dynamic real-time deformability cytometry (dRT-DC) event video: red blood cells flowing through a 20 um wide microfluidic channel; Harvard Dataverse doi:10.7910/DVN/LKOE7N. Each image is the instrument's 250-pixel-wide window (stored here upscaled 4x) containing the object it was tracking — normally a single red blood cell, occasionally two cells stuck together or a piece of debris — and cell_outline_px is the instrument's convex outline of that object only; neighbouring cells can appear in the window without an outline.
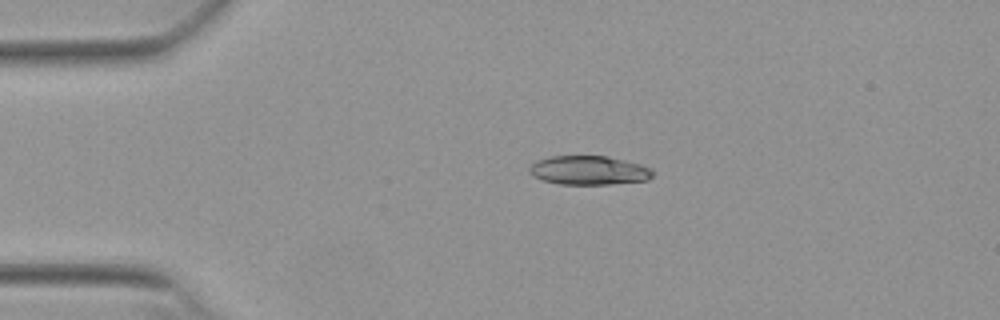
{"species": "Egyptian fruit bat (a non-hibernating species)", "species_latin": "Rousettus aegyptiacus", "temperature_condition": "warm", "stored_images_in_passage": 42, "camera_frame_rate_fps": 3000, "um_per_image_px": 0.085, "animal": {"sex": "female"}, "frame": {"image": 1, "passage_image": 1, "time_ms": 0.0, "image_size_px": [1000, 320], "cell_outline_px": [[656, 172], [648, 180], [608, 184], [560, 184], [540, 180], [532, 176], [528, 172], [528, 168], [536, 160], [552, 156], [608, 156], [640, 164], [652, 168]], "centroid_in_image_um": [50.04, 14.48], "position_along_channel_um": 35.0, "area_um2": 21.04}}
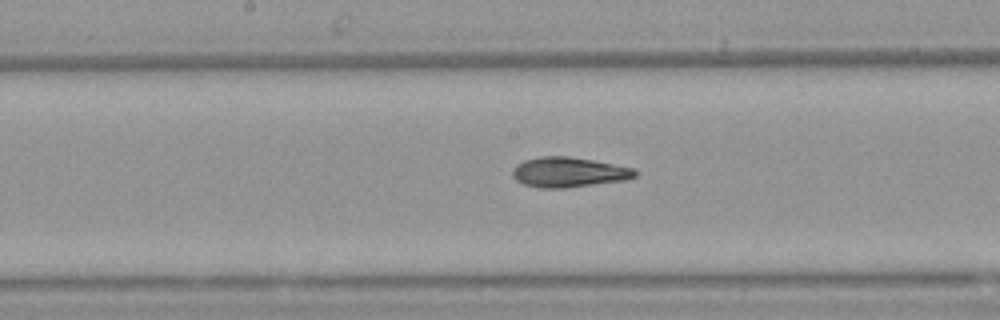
{"frame": {"image": 2, "passage_image": 17, "time_ms": 5.333, "image_size_px": [1000, 320], "cell_outline_px": [[636, 176], [624, 180], [564, 188], [540, 188], [524, 184], [516, 180], [512, 176], [512, 168], [516, 164], [524, 160], [540, 156], [568, 156], [592, 160], [632, 168], [636, 172]], "centroid_in_image_um": [48.27, 14.63], "position_along_channel_um": 199.9, "area_um2": 21.27}}
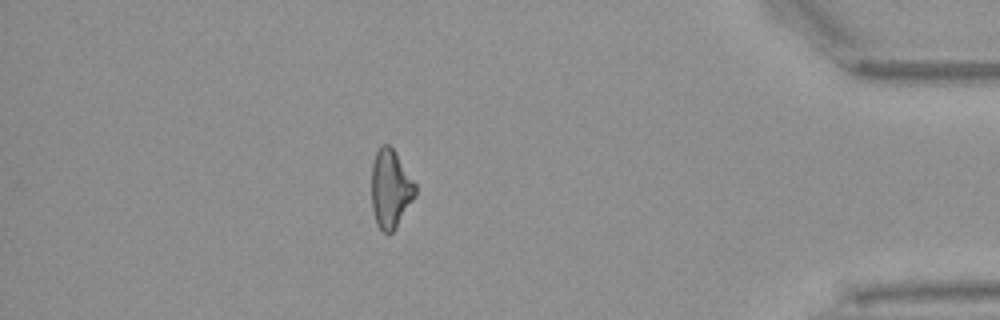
{"frame": {"image": 3, "passage_image": 36, "time_ms": 11.667, "image_size_px": [1000, 320], "cell_outline_px": [[416, 196], [396, 228], [392, 232], [384, 232], [376, 224], [372, 208], [372, 164], [376, 152], [380, 144], [388, 144], [396, 152], [416, 184]], "centroid_in_image_um": [33.2, 16.04], "position_along_channel_um": 402.0, "area_um2": 20.11}, "authors_computed_cell_mechanics": {"area_um2": 20.9236, "velocity_mm_per_s": 3.8676, "shape_relaxation_time_tau1_ms": null, "shape_relaxation_time_tau2_ms": 3.8381, "deformation_change_tau1": null, "deformation_change_tau2": 0.1078}}